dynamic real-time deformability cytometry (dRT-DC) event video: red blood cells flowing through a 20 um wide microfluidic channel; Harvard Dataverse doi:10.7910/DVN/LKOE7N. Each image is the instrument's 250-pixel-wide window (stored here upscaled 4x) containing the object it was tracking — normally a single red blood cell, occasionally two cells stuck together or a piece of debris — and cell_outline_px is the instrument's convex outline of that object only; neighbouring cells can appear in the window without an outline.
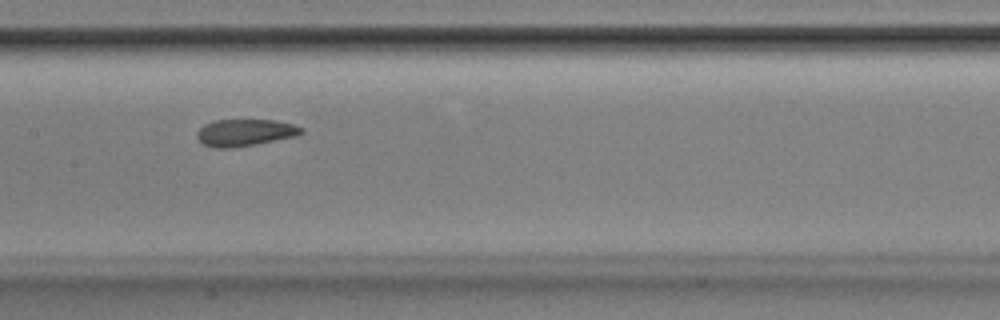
{"species": "Egyptian fruit bat (a non-hibernating species)", "species_latin": "Rousettus aegyptiacus", "temperature_condition": "room temperature", "stored_images_in_passage": 39, "camera_frame_rate_fps": 3000, "um_per_image_px": 0.085, "animal": {"sex": "male"}, "frame": {"image": 1, "passage_image": 13, "time_ms": 4.0, "image_size_px": [1000, 320], "cell_outline_px": [[304, 132], [296, 136], [256, 144], [232, 148], [216, 148], [204, 144], [196, 136], [196, 132], [204, 124], [216, 120], [276, 120], [292, 124], [304, 128]], "centroid_in_image_um": [20.83, 11.27], "position_along_channel_um": 186.6, "area_um2": 16.36}}
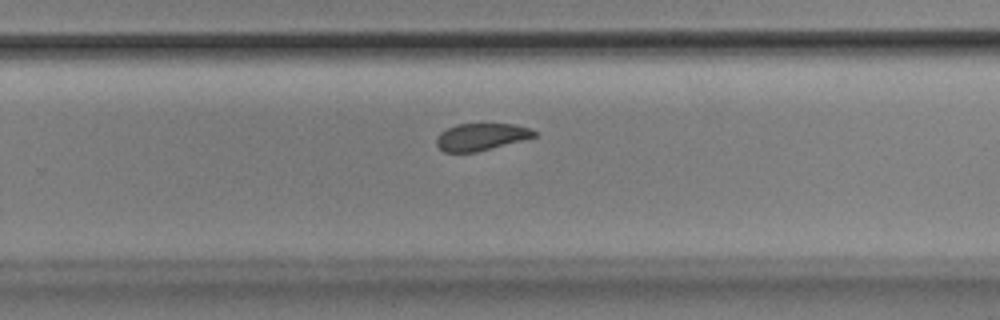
{"frame": {"image": 2, "passage_image": 21, "time_ms": 6.667, "image_size_px": [1000, 320], "cell_outline_px": [[536, 136], [476, 152], [444, 152], [436, 144], [436, 140], [440, 132], [456, 124], [516, 124], [532, 128], [536, 132]], "centroid_in_image_um": [40.89, 11.62], "position_along_channel_um": 288.9, "area_um2": 15.32}}
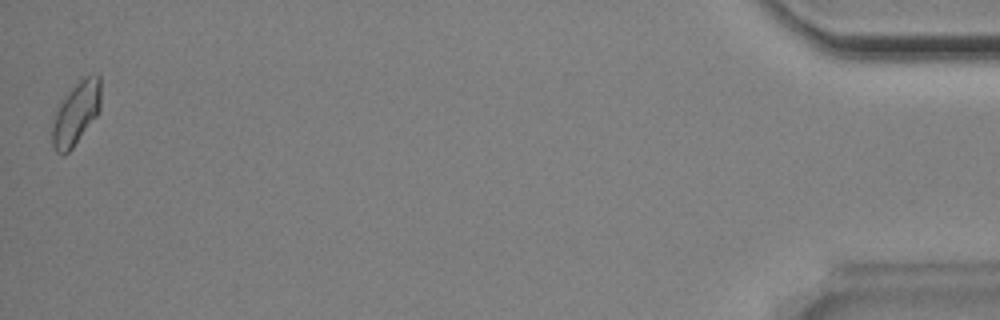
{"frame": {"image": 3, "passage_image": 39, "time_ms": 12.667, "image_size_px": [1000, 320], "cell_outline_px": [[100, 108], [96, 116], [72, 148], [68, 152], [56, 152], [52, 144], [52, 128], [56, 112], [60, 104], [72, 88], [84, 76], [100, 76]], "centroid_in_image_um": [6.47, 9.64], "position_along_channel_um": 428.7, "area_um2": 17.11}, "authors_computed_cell_mechanics": {"area_um2": 16.7042, "velocity_mm_per_s": 3.8536, "shape_relaxation_time_tau1_ms": null, "shape_relaxation_time_tau2_ms": 3.873, "deformation_change_tau1": null, "deformation_change_tau2": 0.077}}